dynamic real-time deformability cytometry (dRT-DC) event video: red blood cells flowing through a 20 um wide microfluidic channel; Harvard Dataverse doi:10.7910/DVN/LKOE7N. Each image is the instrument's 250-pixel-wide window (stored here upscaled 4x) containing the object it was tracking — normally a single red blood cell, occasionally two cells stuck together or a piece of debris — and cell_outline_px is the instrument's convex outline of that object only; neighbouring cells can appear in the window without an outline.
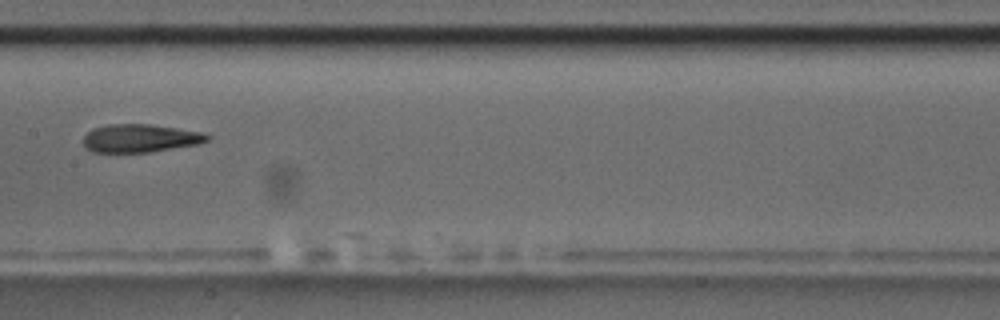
{"species": "common noctule bat (a hibernating species)", "species_latin": "Nyctalus noctula", "temperature_condition": "room temperature", "stored_images_in_passage": 8, "camera_frame_rate_fps": 3000, "um_per_image_px": 0.085, "animal": {"sex": "male", "body_mass_g": 17.5, "forearm_length_mm": 52.3}, "frame": {"image": 1, "passage_image": 8, "time_ms": 8.0, "image_size_px": [1000, 320], "cell_outline_px": [[212, 136], [208, 140], [196, 144], [148, 152], [92, 152], [84, 148], [84, 136], [92, 128], [108, 124], [148, 124], [176, 128], [200, 132]], "centroid_in_image_um": [11.86, 11.75], "position_along_channel_um": 195.5, "area_um2": 20.11}}